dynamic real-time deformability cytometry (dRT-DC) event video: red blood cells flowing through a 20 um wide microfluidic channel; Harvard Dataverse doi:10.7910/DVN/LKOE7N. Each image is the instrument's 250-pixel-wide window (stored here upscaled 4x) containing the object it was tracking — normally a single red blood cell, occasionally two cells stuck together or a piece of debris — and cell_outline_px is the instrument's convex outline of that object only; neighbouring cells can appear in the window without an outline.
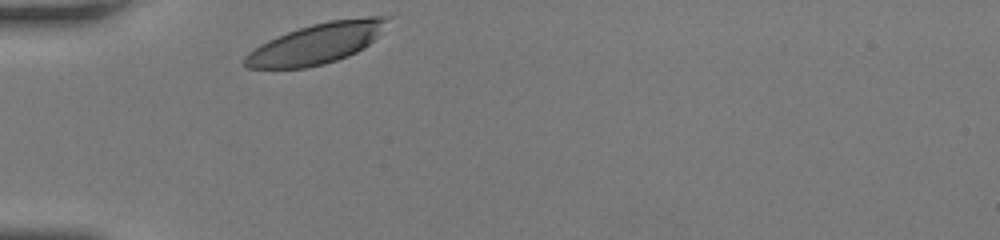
{"species": "human", "species_latin": "Homo sapiens", "temperature_condition": "room temperature", "stored_images_in_passage": 26, "camera_frame_rate_fps": 3000, "um_per_image_px": 0.085, "donor": {"sex": "female"}, "frame": {"image": 1, "passage_image": 1, "time_ms": 0.0, "image_size_px": [1000, 240], "cell_outline_px": [[392, 16], [376, 36], [364, 48], [348, 56], [324, 64], [304, 68], [248, 68], [244, 64], [244, 56], [248, 52], [260, 44], [268, 40], [288, 32], [312, 24], [328, 20], [368, 16]], "centroid_in_image_um": [26.89, 3.7], "position_along_channel_um": 58.1, "area_um2": 33.29}}
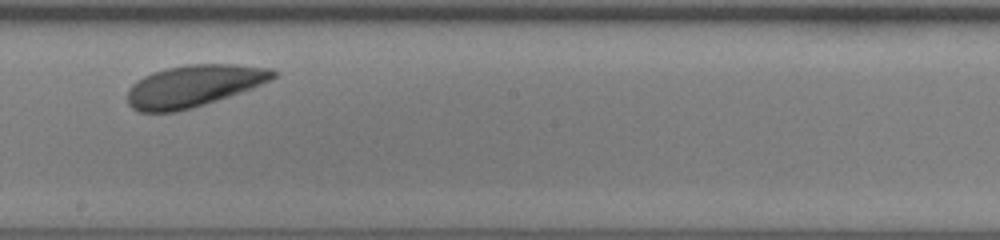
{"frame": {"image": 2, "passage_image": 15, "time_ms": 4.667, "image_size_px": [1000, 240], "cell_outline_px": [[280, 72], [276, 76], [252, 88], [192, 108], [176, 112], [140, 112], [132, 108], [128, 104], [128, 88], [132, 84], [144, 76], [152, 72], [168, 68], [188, 64], [232, 64], [272, 68]], "centroid_in_image_um": [16.45, 7.3], "position_along_channel_um": 231.8, "area_um2": 35.32}}
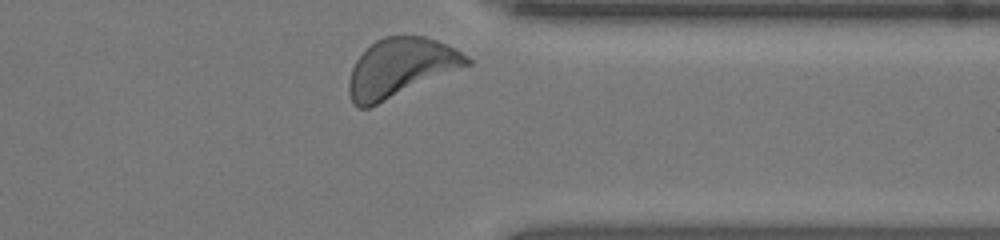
{"frame": {"image": 3, "passage_image": 26, "time_ms": 8.333, "image_size_px": [1000, 240], "cell_outline_px": [[472, 64], [368, 108], [356, 108], [348, 92], [348, 80], [352, 68], [356, 60], [376, 40], [384, 36], [424, 36], [448, 44], [472, 60]], "centroid_in_image_um": [34.04, 5.76], "position_along_channel_um": 377.4, "area_um2": 40.0}, "authors_computed_cell_mechanics": {"area_um2": 35.2869, "velocity_mm_per_s": 3.9854, "shape_relaxation_time_tau1_ms": 1.5948, "shape_relaxation_time_tau2_ms": null, "deformation_change_tau1": 0.0915, "deformation_change_tau2": null}}